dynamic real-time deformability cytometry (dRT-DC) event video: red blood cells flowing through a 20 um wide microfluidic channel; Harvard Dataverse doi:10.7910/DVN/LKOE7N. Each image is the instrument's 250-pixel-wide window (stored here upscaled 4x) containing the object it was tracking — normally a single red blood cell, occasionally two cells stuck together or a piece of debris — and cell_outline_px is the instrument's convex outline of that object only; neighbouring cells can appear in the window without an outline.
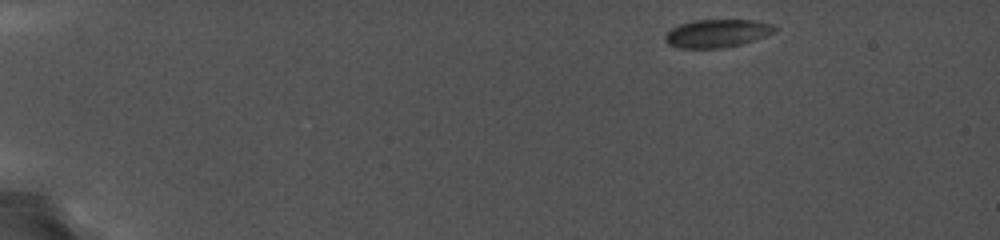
{"species": "common noctule bat (a hibernating species)", "species_latin": "Nyctalus noctula", "temperature_condition": "cold", "stored_images_in_passage": 75, "camera_frame_rate_fps": 5000, "um_per_image_px": 0.085, "animal": {"sex": "female", "body_mass_g": 19.0, "forearm_length_mm": 56.7}, "frame": {"image": 1, "passage_image": 1, "time_ms": 0.0, "image_size_px": [1000, 240], "cell_outline_px": [[780, 28], [776, 32], [740, 44], [720, 48], [676, 48], [668, 44], [664, 40], [664, 36], [672, 28], [680, 24], [692, 20], [752, 20], [776, 24]], "centroid_in_image_um": [60.97, 2.82], "position_along_channel_um": 24.0, "area_um2": 18.03}}
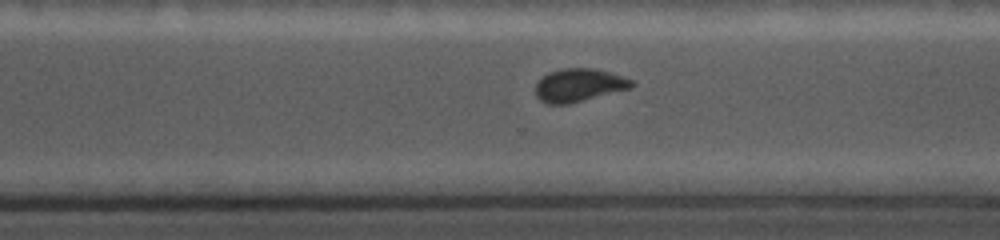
{"frame": {"image": 2, "passage_image": 57, "time_ms": 11.2, "image_size_px": [1000, 240], "cell_outline_px": [[636, 84], [632, 88], [568, 104], [548, 104], [540, 100], [536, 96], [536, 84], [548, 72], [564, 68], [596, 68], [632, 80]], "centroid_in_image_um": [49.22, 7.24], "position_along_channel_um": 321.4, "area_um2": 18.44}}
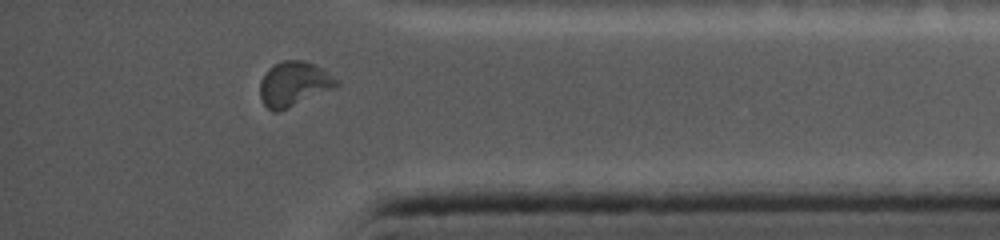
{"frame": {"image": 3, "passage_image": 69, "time_ms": 13.6, "image_size_px": [1000, 240], "cell_outline_px": [[340, 84], [336, 88], [280, 112], [272, 112], [264, 104], [260, 96], [260, 80], [268, 68], [284, 60], [304, 60], [320, 68], [336, 80]], "centroid_in_image_um": [24.95, 7.17], "position_along_channel_um": 410.2, "area_um2": 19.88}}